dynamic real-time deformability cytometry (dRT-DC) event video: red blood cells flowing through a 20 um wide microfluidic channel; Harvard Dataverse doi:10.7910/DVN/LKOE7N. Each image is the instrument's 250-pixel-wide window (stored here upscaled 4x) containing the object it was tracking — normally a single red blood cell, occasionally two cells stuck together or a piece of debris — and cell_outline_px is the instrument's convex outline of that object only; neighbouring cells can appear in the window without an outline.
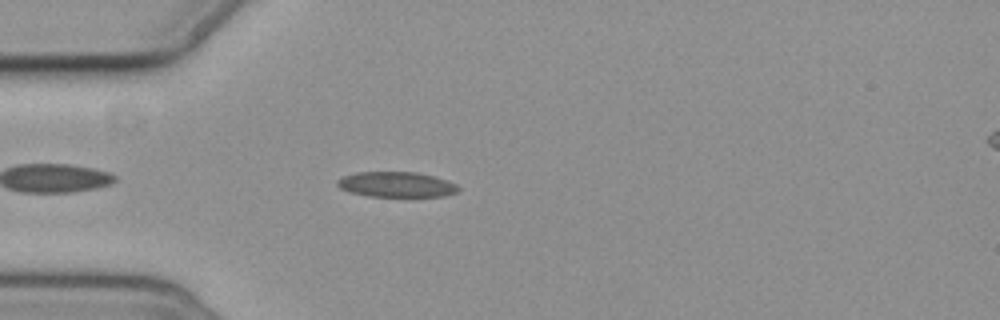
{"species": "common noctule bat (a hibernating species)", "species_latin": "Nyctalus noctula", "temperature_condition": "cold", "stored_images_in_passage": 3, "camera_frame_rate_fps": 3000, "um_per_image_px": 0.085, "animal": {"sex": "female", "body_mass_g": 19.3, "forearm_length_mm": 54.1}, "frame": {"image": 1, "passage_image": 3, "time_ms": 2.333, "image_size_px": [1000, 320], "cell_outline_px": [[460, 188], [456, 192], [444, 196], [368, 196], [348, 192], [340, 188], [336, 184], [336, 180], [344, 176], [356, 172], [416, 172], [432, 176], [456, 184]], "centroid_in_image_um": [33.64, 15.68], "position_along_channel_um": 51.4, "area_um2": 17.69}}